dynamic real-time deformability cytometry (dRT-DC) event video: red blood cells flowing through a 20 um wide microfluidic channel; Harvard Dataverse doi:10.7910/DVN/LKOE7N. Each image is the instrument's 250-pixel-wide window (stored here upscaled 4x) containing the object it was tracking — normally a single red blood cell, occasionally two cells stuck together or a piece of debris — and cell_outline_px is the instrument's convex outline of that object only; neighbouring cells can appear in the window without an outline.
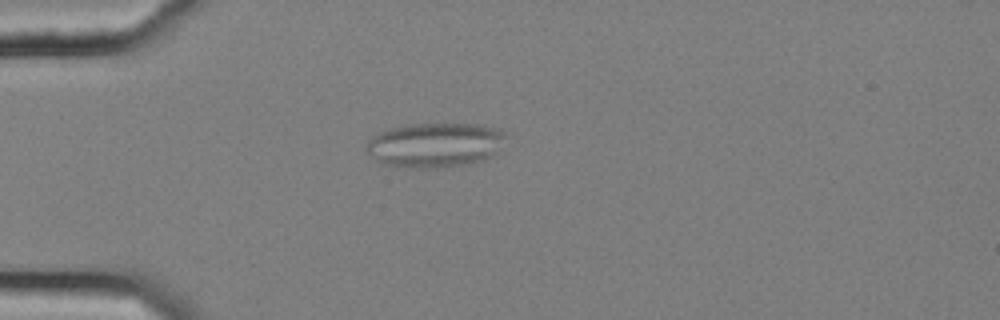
{"species": "common noctule bat (a hibernating species)", "species_latin": "Nyctalus noctula", "temperature_condition": "cold", "stored_images_in_passage": 56, "camera_frame_rate_fps": 3000, "um_per_image_px": 0.085, "animal": {"sex": "female", "body_mass_g": 25.1}, "frame": {"image": 1, "passage_image": 16, "time_ms": 5.0, "image_size_px": [1000, 320], "cell_outline_px": [[504, 136], [500, 152], [496, 156], [464, 164], [436, 168], [396, 168], [384, 164], [376, 160], [364, 148], [368, 140], [372, 136], [380, 132], [404, 124], [480, 124], [496, 128]], "centroid_in_image_um": [36.94, 12.33], "position_along_channel_um": 48.1, "area_um2": 36.47}}
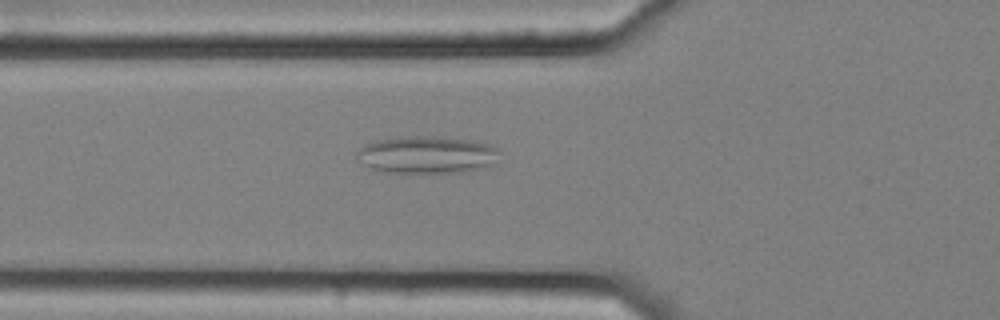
{"frame": {"image": 2, "passage_image": 21, "time_ms": 6.667, "image_size_px": [1000, 320], "cell_outline_px": [[500, 152], [496, 164], [492, 168], [464, 172], [388, 172], [372, 168], [364, 164], [356, 156], [356, 152], [364, 144], [376, 140], [400, 136], [432, 136], [472, 140], [492, 144]], "centroid_in_image_um": [36.38, 13.15], "position_along_channel_um": 89.4, "area_um2": 31.5}}
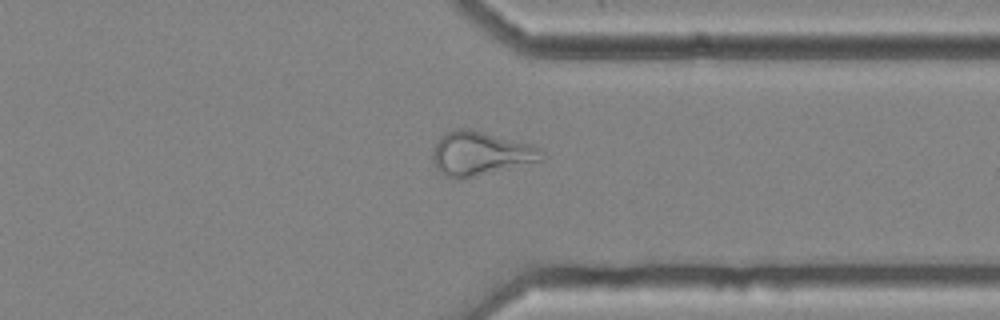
{"frame": {"image": 3, "passage_image": 44, "time_ms": 14.333, "image_size_px": [1000, 320], "cell_outline_px": [[544, 160], [460, 180], [456, 180], [444, 176], [436, 168], [432, 160], [432, 152], [440, 136], [448, 132], [460, 128], [464, 128], [532, 144], [540, 148], [544, 152]], "centroid_in_image_um": [40.83, 13.08], "position_along_channel_um": 370.6, "area_um2": 27.86}, "authors_computed_cell_mechanics": {"area_um2": 29.1601, "velocity_mm_per_s": 3.6593, "shape_relaxation_time_tau1_ms": null, "shape_relaxation_time_tau2_ms": 3.2372, "deformation_change_tau1": null, "deformation_change_tau2": 0.1212}}